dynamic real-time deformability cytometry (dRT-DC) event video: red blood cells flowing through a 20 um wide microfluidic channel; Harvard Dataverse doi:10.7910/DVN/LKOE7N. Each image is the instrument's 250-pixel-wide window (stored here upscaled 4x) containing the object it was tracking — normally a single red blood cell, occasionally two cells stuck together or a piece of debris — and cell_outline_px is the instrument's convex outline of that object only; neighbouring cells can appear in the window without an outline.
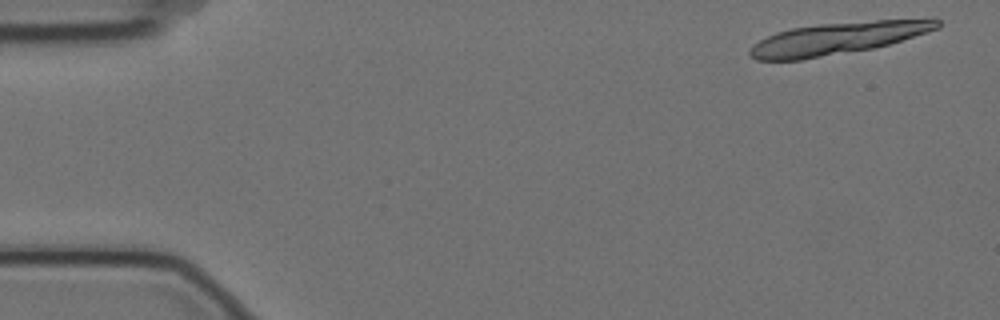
{"species": "Egyptian fruit bat (a non-hibernating species)", "species_latin": "Rousettus aegyptiacus", "temperature_condition": "cold", "stored_images_in_passage": 6, "camera_frame_rate_fps": 3000, "um_per_image_px": 0.085, "animal": {"sex": "female"}, "frame": {"image": 1, "passage_image": 1, "time_ms": 0.0, "image_size_px": [1000, 320], "cell_outline_px": [[940, 28], [928, 32], [888, 44], [872, 48], [800, 60], [756, 60], [748, 52], [752, 44], [776, 32], [792, 28], [820, 24], [932, 16], [936, 16], [940, 20]], "centroid_in_image_um": [71.31, 3.22], "position_along_channel_um": 13.7, "area_um2": 35.43}}